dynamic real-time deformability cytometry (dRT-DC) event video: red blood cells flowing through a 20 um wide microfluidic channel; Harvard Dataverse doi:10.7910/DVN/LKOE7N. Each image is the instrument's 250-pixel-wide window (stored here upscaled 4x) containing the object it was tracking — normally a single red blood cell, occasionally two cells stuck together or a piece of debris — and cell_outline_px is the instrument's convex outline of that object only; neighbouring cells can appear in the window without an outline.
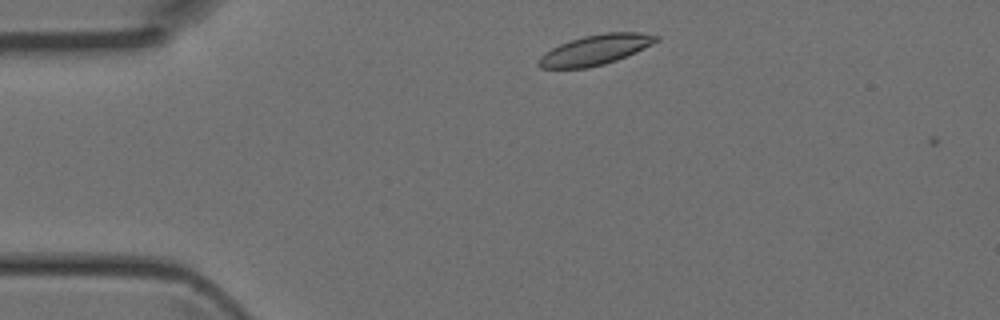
{"species": "Egyptian fruit bat (a non-hibernating species)", "species_latin": "Rousettus aegyptiacus", "temperature_condition": "room temperature", "stored_images_in_passage": 2, "camera_frame_rate_fps": 3000, "um_per_image_px": 0.085, "animal": {"sex": "female"}, "frame": {"image": 1, "passage_image": 1, "time_ms": 0.0, "image_size_px": [1000, 320], "cell_outline_px": [[660, 40], [636, 52], [616, 60], [604, 64], [588, 68], [540, 68], [536, 64], [536, 60], [544, 52], [560, 44], [584, 36], [604, 32], [640, 32], [660, 36]], "centroid_in_image_um": [50.6, 4.23], "position_along_channel_um": 34.4, "area_um2": 20.69}}